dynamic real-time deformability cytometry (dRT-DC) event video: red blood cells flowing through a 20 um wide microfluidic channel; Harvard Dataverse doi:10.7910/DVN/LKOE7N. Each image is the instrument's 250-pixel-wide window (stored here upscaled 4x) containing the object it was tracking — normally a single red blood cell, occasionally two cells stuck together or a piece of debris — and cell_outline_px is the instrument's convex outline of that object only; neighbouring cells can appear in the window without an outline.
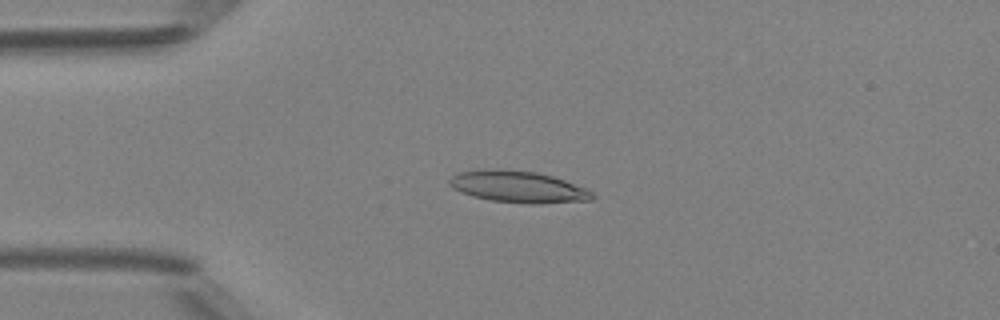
{"species": "Egyptian fruit bat (a non-hibernating species)", "species_latin": "Rousettus aegyptiacus", "temperature_condition": "room temperature", "stored_images_in_passage": 39, "camera_frame_rate_fps": 3000, "um_per_image_px": 0.085, "animal": {"sex": "female"}, "frame": {"image": 1, "passage_image": 2, "time_ms": 0.333, "image_size_px": [1000, 320], "cell_outline_px": [[596, 196], [592, 200], [532, 204], [492, 200], [472, 196], [460, 192], [452, 188], [448, 184], [448, 180], [452, 176], [460, 172], [496, 168], [500, 168], [536, 172], [552, 176], [588, 188]], "centroid_in_image_um": [44.05, 15.87], "position_along_channel_um": 40.9, "area_um2": 26.41}}
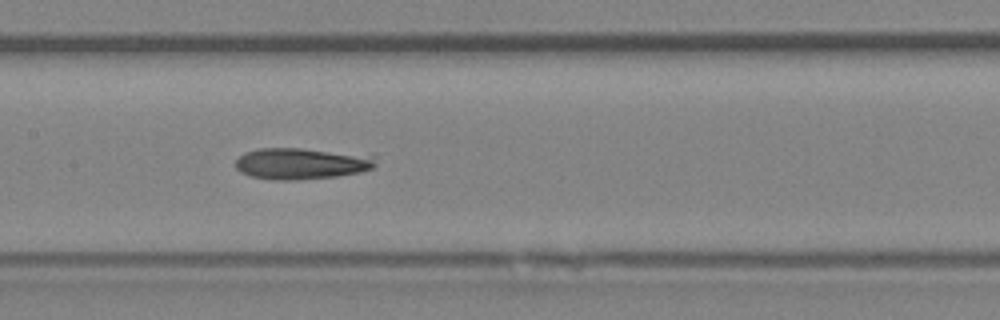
{"frame": {"image": 2, "passage_image": 14, "time_ms": 4.333, "image_size_px": [1000, 320], "cell_outline_px": [[376, 164], [372, 168], [360, 172], [336, 176], [300, 180], [272, 180], [252, 176], [240, 172], [236, 168], [236, 160], [244, 152], [260, 148], [300, 148], [376, 152]], "centroid_in_image_um": [25.77, 13.87], "position_along_channel_um": 181.6, "area_um2": 26.65}}
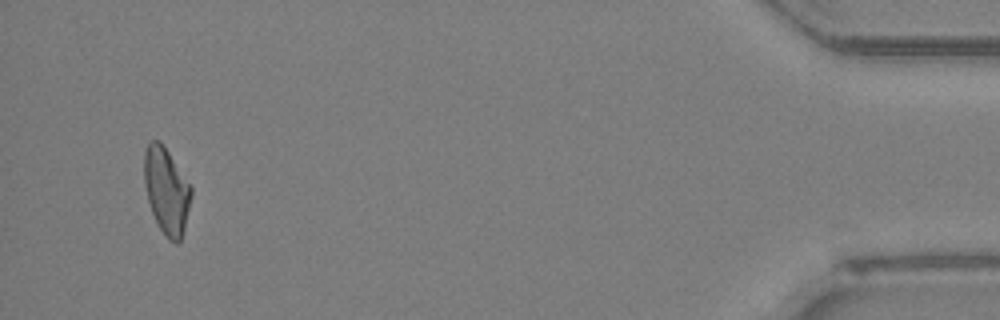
{"frame": {"image": 3, "passage_image": 37, "time_ms": 12.0, "image_size_px": [1000, 320], "cell_outline_px": [[192, 196], [184, 228], [180, 240], [176, 244], [168, 240], [156, 224], [148, 200], [144, 184], [144, 152], [148, 144], [152, 140], [156, 140], [168, 152], [192, 188]], "centroid_in_image_um": [14.14, 16.26], "position_along_channel_um": 421.1, "area_um2": 23.35}}